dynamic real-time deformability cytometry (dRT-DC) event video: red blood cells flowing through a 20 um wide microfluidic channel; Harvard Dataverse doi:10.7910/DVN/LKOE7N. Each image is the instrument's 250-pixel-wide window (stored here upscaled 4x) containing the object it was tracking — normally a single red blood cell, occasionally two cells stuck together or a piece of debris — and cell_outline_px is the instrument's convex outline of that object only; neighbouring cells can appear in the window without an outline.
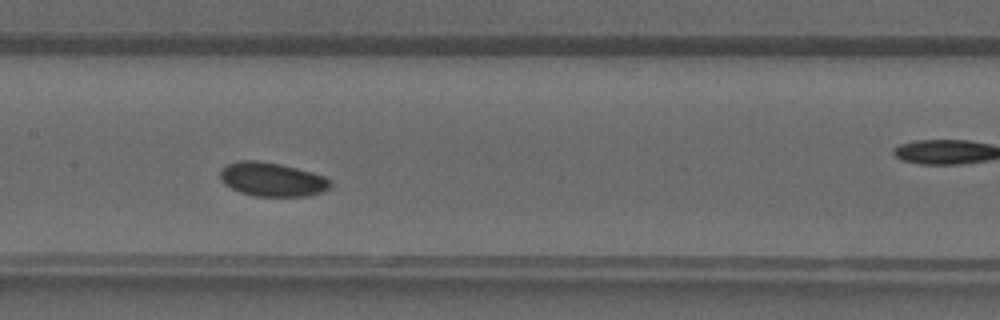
{"species": "common noctule bat (a hibernating species)", "species_latin": "Nyctalus noctula", "temperature_condition": "warm", "stored_images_in_passage": 36, "camera_frame_rate_fps": 3000, "um_per_image_px": 0.085, "animal": {"sex": "male", "forearm_length_mm": 52.5}, "frame": {"image": 1, "passage_image": 15, "time_ms": 4.667, "image_size_px": [1000, 320], "cell_outline_px": [[332, 184], [324, 192], [308, 196], [256, 196], [240, 192], [224, 184], [220, 180], [220, 168], [228, 164], [240, 160], [256, 160], [280, 164], [312, 172], [324, 176]], "centroid_in_image_um": [23.11, 15.25], "position_along_channel_um": 184.3, "area_um2": 21.79}}
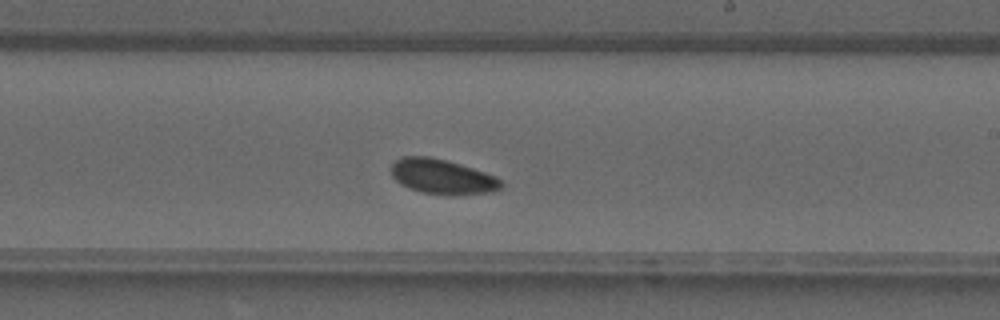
{"frame": {"image": 2, "passage_image": 19, "time_ms": 6.0, "image_size_px": [1000, 320], "cell_outline_px": [[504, 184], [500, 188], [492, 192], [452, 196], [420, 192], [408, 188], [400, 184], [392, 176], [392, 164], [400, 156], [428, 156], [448, 160], [496, 176]], "centroid_in_image_um": [37.59, 15.02], "position_along_channel_um": 251.4, "area_um2": 22.6}}
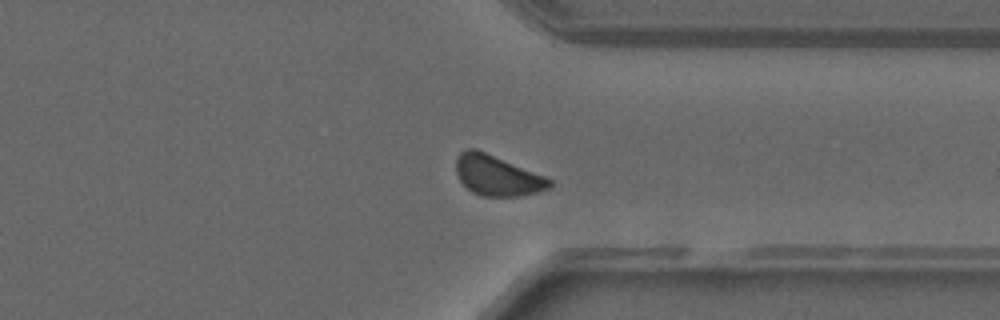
{"frame": {"image": 3, "passage_image": 26, "time_ms": 8.333, "image_size_px": [1000, 320], "cell_outline_px": [[552, 188], [520, 196], [484, 196], [472, 192], [460, 180], [456, 172], [456, 156], [460, 152], [468, 148], [476, 148], [544, 176], [552, 180]], "centroid_in_image_um": [42.25, 14.91], "position_along_channel_um": 369.2, "area_um2": 21.85}}